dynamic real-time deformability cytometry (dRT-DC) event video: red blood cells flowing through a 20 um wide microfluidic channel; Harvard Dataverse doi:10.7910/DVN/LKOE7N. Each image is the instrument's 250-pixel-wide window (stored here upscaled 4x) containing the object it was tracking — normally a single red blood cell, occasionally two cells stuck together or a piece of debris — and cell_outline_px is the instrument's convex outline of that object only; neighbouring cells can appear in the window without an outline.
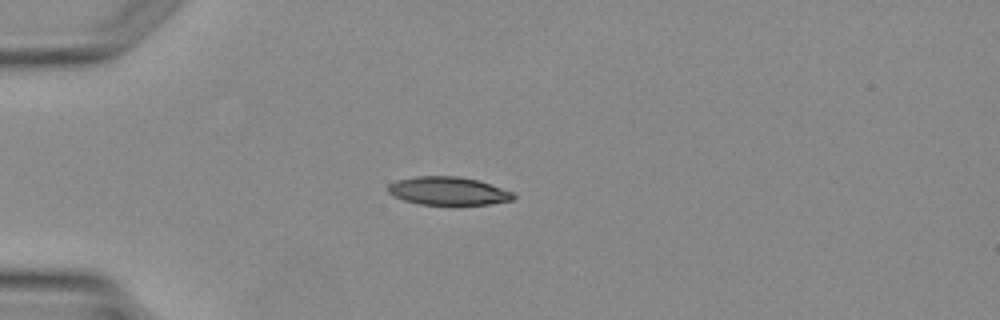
{"species": "Egyptian fruit bat (a non-hibernating species)", "species_latin": "Rousettus aegyptiacus", "temperature_condition": "warm", "stored_images_in_passage": 1, "camera_frame_rate_fps": 3000, "um_per_image_px": 0.085, "animal": {"sex": "female"}, "frame": {"image": 1, "passage_image": 1, "time_ms": 0.0, "image_size_px": [1000, 320], "cell_outline_px": [[516, 196], [512, 200], [488, 204], [420, 204], [404, 200], [392, 196], [388, 192], [388, 184], [396, 180], [416, 176], [456, 176], [476, 180], [512, 192]], "centroid_in_image_um": [38.03, 16.23], "position_along_channel_um": 47.0, "area_um2": 20.29}}